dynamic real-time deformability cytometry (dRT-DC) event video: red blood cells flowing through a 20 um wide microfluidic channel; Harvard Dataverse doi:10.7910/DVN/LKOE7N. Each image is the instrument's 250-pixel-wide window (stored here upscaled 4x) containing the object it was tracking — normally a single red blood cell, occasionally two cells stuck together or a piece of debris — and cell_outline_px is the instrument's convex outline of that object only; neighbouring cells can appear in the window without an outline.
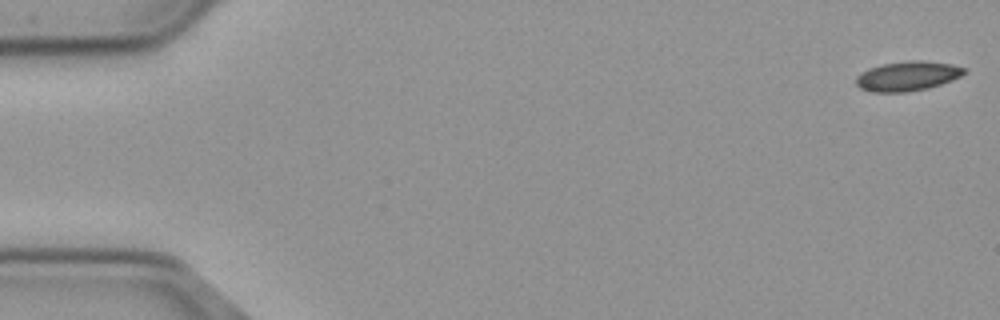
{"species": "common noctule bat (a hibernating species)", "species_latin": "Nyctalus noctula", "temperature_condition": "cold", "stored_images_in_passage": 56, "camera_frame_rate_fps": 3000, "um_per_image_px": 0.085, "animal": {"sex": "male", "body_mass_g": 23.1, "forearm_length_mm": 52.7}, "frame": {"image": 1, "passage_image": 1, "time_ms": 0.0, "image_size_px": [1000, 320], "cell_outline_px": [[968, 72], [952, 80], [928, 88], [904, 92], [872, 92], [860, 88], [856, 84], [856, 76], [860, 72], [868, 68], [884, 64], [916, 60], [920, 60], [952, 64], [968, 68]], "centroid_in_image_um": [77.15, 6.46], "position_along_channel_um": 7.8, "area_um2": 18.67}}
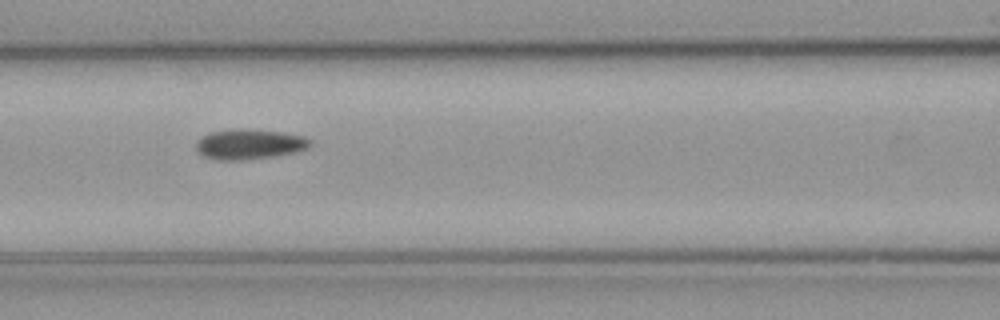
{"frame": {"image": 2, "passage_image": 24, "time_ms": 7.667, "image_size_px": [1000, 320], "cell_outline_px": [[312, 144], [308, 148], [292, 152], [272, 156], [240, 160], [216, 160], [204, 156], [196, 152], [196, 140], [212, 132], [240, 128], [284, 132], [304, 136], [312, 140]], "centroid_in_image_um": [21.19, 12.25], "position_along_channel_um": 145.4, "area_um2": 20.0}}
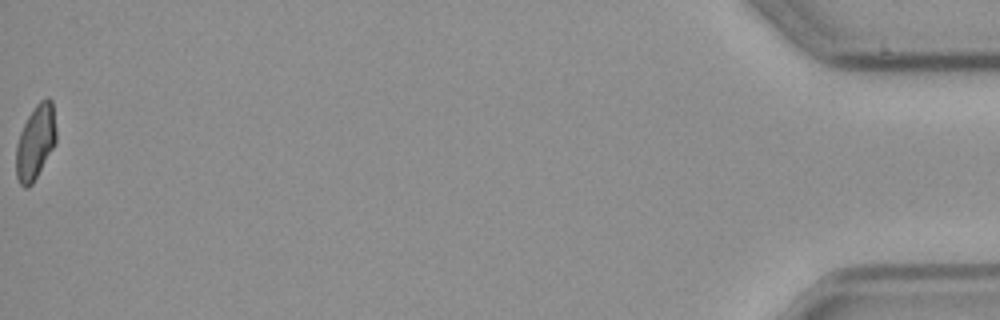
{"frame": {"image": 3, "passage_image": 56, "time_ms": 18.333, "image_size_px": [1000, 320], "cell_outline_px": [[56, 144], [32, 184], [28, 188], [24, 188], [20, 184], [16, 176], [16, 144], [20, 132], [28, 116], [36, 104], [40, 100], [48, 96], [52, 100], [56, 128]], "centroid_in_image_um": [3.02, 12.08], "position_along_channel_um": 432.2, "area_um2": 17.57}}